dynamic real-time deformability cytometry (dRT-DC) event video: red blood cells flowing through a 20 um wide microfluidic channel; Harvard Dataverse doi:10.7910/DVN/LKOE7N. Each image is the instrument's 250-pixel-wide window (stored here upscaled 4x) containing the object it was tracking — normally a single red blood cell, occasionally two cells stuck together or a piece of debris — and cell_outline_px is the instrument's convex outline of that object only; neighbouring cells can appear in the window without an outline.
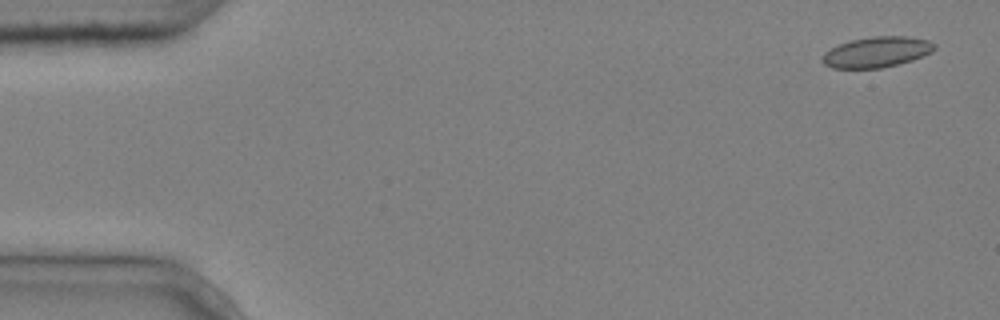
{"species": "common noctule bat (a hibernating species)", "species_latin": "Nyctalus noctula", "temperature_condition": "cold", "stored_images_in_passage": 4, "camera_frame_rate_fps": 3000, "um_per_image_px": 0.085, "animal": {"sex": "male", "body_mass_g": 20.4}, "frame": {"image": 1, "passage_image": 1, "time_ms": 0.0, "image_size_px": [1000, 320], "cell_outline_px": [[936, 48], [932, 52], [912, 60], [880, 68], [832, 68], [824, 64], [820, 60], [824, 52], [840, 44], [852, 40], [872, 36], [908, 36], [928, 40], [936, 44]], "centroid_in_image_um": [74.53, 4.42], "position_along_channel_um": 10.5, "area_um2": 19.94}}